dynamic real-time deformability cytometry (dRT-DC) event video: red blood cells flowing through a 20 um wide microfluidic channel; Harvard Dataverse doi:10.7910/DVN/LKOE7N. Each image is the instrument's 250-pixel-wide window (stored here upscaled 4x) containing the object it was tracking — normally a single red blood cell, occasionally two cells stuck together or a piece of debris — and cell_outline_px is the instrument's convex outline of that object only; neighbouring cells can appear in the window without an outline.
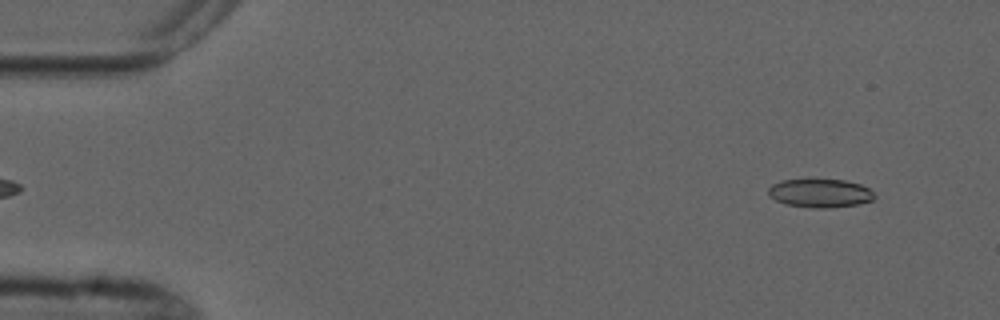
{"species": "common noctule bat (a hibernating species)", "species_latin": "Nyctalus noctula", "temperature_condition": "cold", "stored_images_in_passage": 5, "camera_frame_rate_fps": 3000, "um_per_image_px": 0.085, "animal": {"sex": "male", "forearm_length_mm": 52.5}, "frame": {"image": 1, "passage_image": 5, "time_ms": 5.333, "image_size_px": [1000, 320], "cell_outline_px": [[876, 196], [872, 200], [856, 204], [832, 208], [812, 208], [784, 204], [768, 196], [768, 188], [772, 184], [780, 180], [808, 176], [844, 180], [860, 184], [868, 188]], "centroid_in_image_um": [69.63, 16.36], "position_along_channel_um": 15.4, "area_um2": 18.55}}